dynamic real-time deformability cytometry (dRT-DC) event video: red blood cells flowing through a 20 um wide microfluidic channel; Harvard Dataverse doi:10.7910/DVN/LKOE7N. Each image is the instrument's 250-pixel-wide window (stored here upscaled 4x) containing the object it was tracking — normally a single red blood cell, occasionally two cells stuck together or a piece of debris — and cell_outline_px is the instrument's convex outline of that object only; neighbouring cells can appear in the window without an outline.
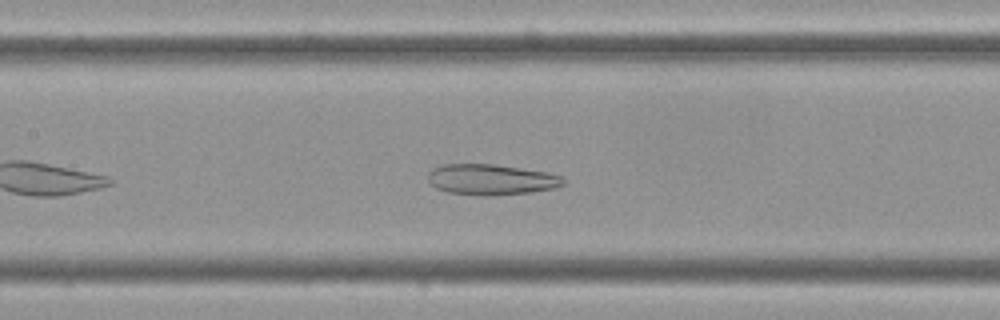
{"species": "Egyptian fruit bat (a non-hibernating species)", "species_latin": "Rousettus aegyptiacus", "temperature_condition": "cold", "stored_images_in_passage": 45, "camera_frame_rate_fps": 3000, "um_per_image_px": 0.085, "frame": {"image": 1, "passage_image": 13, "time_ms": 4.0, "image_size_px": [1000, 320], "cell_outline_px": [[564, 184], [556, 188], [532, 192], [496, 196], [448, 192], [436, 188], [428, 180], [428, 172], [432, 168], [444, 164], [492, 164], [520, 168], [544, 172], [560, 176], [564, 180]], "centroid_in_image_um": [41.73, 15.26], "position_along_channel_um": 165.7, "area_um2": 24.04}}
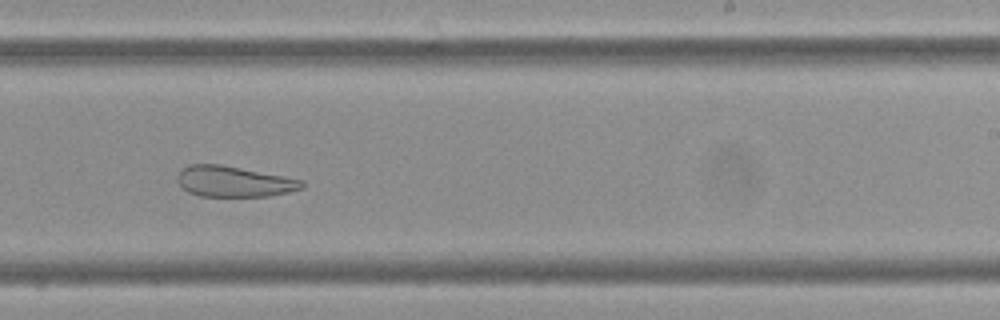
{"frame": {"image": 2, "passage_image": 22, "time_ms": 7.0, "image_size_px": [1000, 320], "cell_outline_px": [[304, 188], [288, 192], [268, 196], [200, 196], [188, 192], [176, 180], [176, 176], [184, 168], [192, 164], [220, 164], [284, 176], [304, 180]], "centroid_in_image_um": [19.9, 15.43], "position_along_channel_um": 269.1, "area_um2": 22.2}}
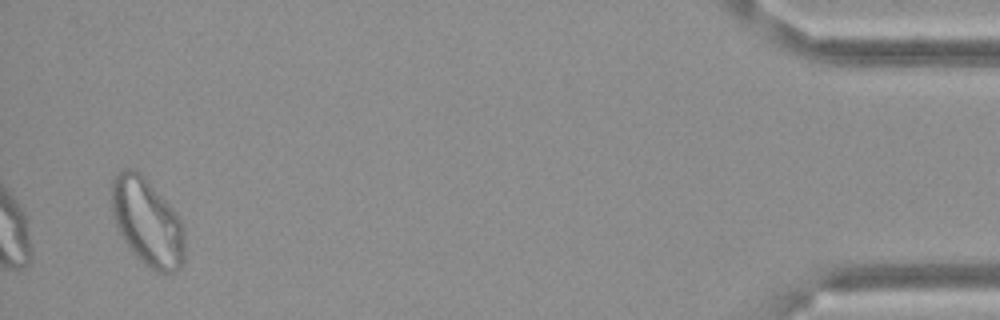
{"frame": {"image": 3, "passage_image": 42, "time_ms": 13.667, "image_size_px": [1000, 320], "cell_outline_px": [[184, 260], [180, 268], [172, 272], [156, 272], [144, 264], [136, 256], [124, 240], [116, 224], [112, 212], [112, 176], [128, 168], [136, 168], [144, 176], [176, 212], [184, 228]], "centroid_in_image_um": [12.53, 18.87], "position_along_channel_um": 422.7, "area_um2": 37.05}, "authors_computed_cell_mechanics": {"area_um2": 27.6284, "velocity_mm_per_s": 3.4591, "shape_relaxation_time_tau1_ms": null, "shape_relaxation_time_tau2_ms": 2.5526, "deformation_change_tau1": null, "deformation_change_tau2": 0.0943}}